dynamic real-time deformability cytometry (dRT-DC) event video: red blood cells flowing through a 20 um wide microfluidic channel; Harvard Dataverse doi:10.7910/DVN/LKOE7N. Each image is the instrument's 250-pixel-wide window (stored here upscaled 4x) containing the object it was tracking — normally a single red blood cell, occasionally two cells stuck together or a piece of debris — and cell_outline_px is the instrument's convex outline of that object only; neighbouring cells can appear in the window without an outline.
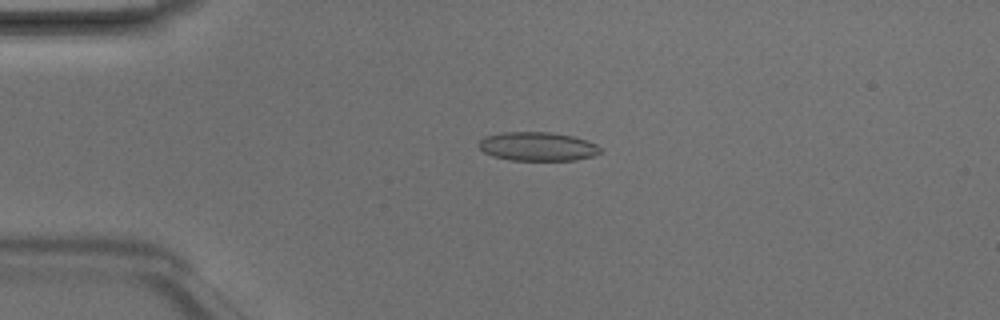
{"species": "Egyptian fruit bat (a non-hibernating species)", "species_latin": "Rousettus aegyptiacus", "temperature_condition": "room temperature", "stored_images_in_passage": 5, "camera_frame_rate_fps": 3000, "um_per_image_px": 0.085, "animal": {"sex": "male"}, "frame": {"image": 1, "passage_image": 3, "time_ms": 0.667, "image_size_px": [1000, 320], "cell_outline_px": [[600, 152], [592, 156], [576, 160], [512, 160], [492, 156], [484, 152], [476, 144], [484, 136], [500, 132], [548, 132], [572, 136], [596, 144], [600, 148]], "centroid_in_image_um": [45.63, 12.45], "position_along_channel_um": 39.4, "area_um2": 20.35}}